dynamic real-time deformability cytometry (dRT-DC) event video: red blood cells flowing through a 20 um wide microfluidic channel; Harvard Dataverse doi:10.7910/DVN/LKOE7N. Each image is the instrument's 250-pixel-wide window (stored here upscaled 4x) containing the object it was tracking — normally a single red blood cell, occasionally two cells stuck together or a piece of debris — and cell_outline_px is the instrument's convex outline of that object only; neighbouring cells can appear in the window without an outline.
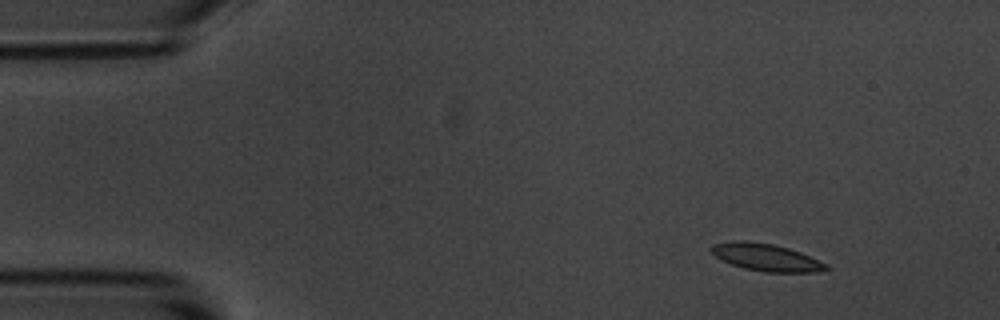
{"species": "common noctule bat (a hibernating species)", "species_latin": "Nyctalus noctula", "temperature_condition": "room temperature", "stored_images_in_passage": 7, "camera_frame_rate_fps": 3000, "um_per_image_px": 0.085, "animal": {"sex": "male", "body_mass_g": 20.1, "forearm_length_mm": 53.5}, "frame": {"image": 1, "passage_image": 1, "time_ms": 0.0, "image_size_px": [1000, 320], "cell_outline_px": [[828, 268], [816, 272], [764, 272], [744, 268], [720, 260], [708, 248], [712, 244], [732, 240], [744, 240], [772, 244], [788, 248], [800, 252], [828, 264]], "centroid_in_image_um": [65.07, 21.86], "position_along_channel_um": 19.9, "area_um2": 18.26}}
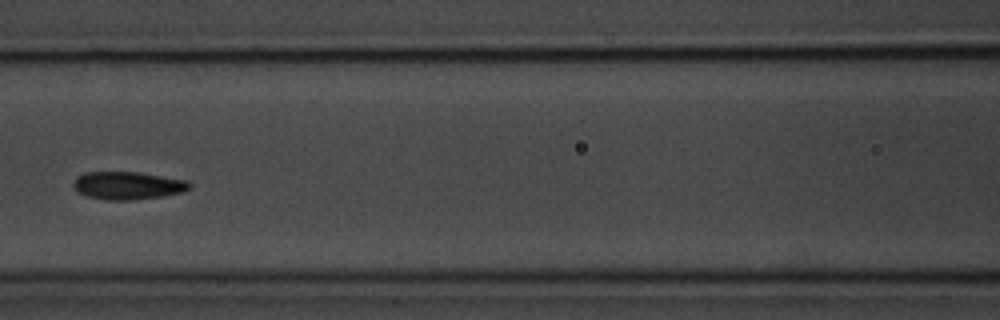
{"frame": {"image": 2, "passage_image": 6, "time_ms": 6.0, "image_size_px": [1000, 320], "cell_outline_px": [[192, 188], [184, 192], [160, 196], [132, 200], [104, 200], [88, 196], [80, 192], [72, 184], [76, 176], [84, 172], [136, 172], [188, 180], [192, 184]], "centroid_in_image_um": [10.89, 15.76], "position_along_channel_um": 155.7, "area_um2": 18.84}}
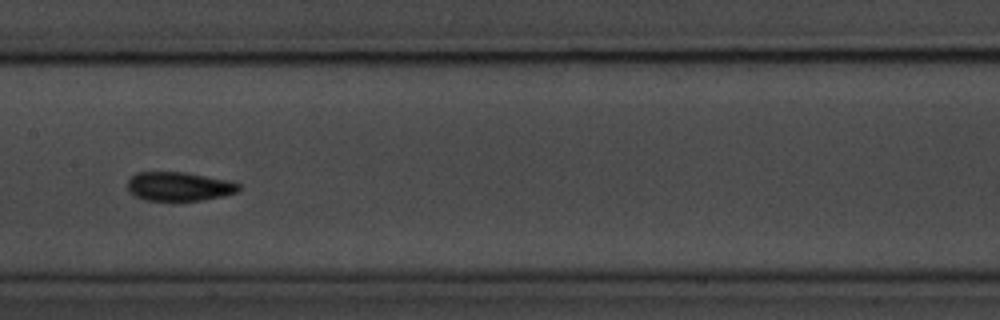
{"frame": {"image": 3, "passage_image": 7, "time_ms": 7.0, "image_size_px": [1000, 320], "cell_outline_px": [[240, 192], [224, 196], [200, 200], [144, 200], [136, 196], [128, 188], [128, 180], [136, 172], [184, 172], [236, 180], [240, 184]], "centroid_in_image_um": [15.32, 15.83], "position_along_channel_um": 192.1, "area_um2": 19.02}}